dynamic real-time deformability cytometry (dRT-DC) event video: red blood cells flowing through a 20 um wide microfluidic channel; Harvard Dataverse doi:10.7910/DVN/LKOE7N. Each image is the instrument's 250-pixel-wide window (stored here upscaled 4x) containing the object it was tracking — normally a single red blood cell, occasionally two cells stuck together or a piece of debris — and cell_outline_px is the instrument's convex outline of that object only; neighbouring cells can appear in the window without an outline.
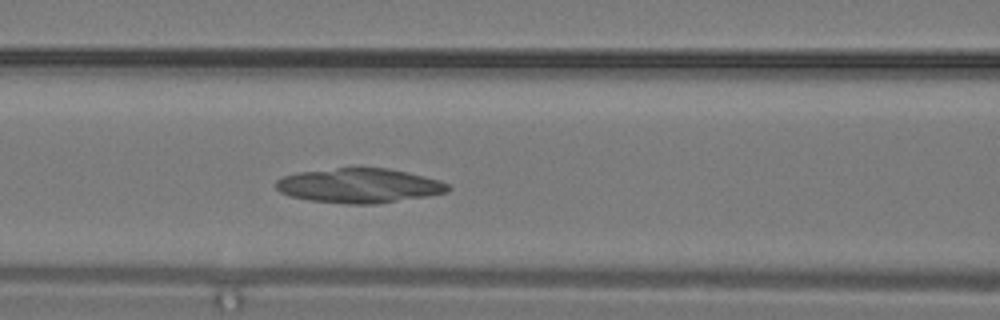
{"species": "common noctule bat (a hibernating species)", "species_latin": "Nyctalus noctula", "temperature_condition": "warm", "stored_images_in_passage": 10, "camera_frame_rate_fps": 3000, "um_per_image_px": 0.085, "animal": {"sex": "male", "body_mass_g": 19.2, "forearm_length_mm": 51.8}, "frame": {"image": 1, "passage_image": 10, "time_ms": 3.0, "image_size_px": [1000, 320], "cell_outline_px": [[452, 188], [448, 192], [428, 196], [376, 204], [348, 204], [308, 200], [288, 196], [280, 192], [276, 188], [276, 180], [284, 176], [296, 172], [336, 168], [388, 168], [408, 172], [440, 180], [448, 184]], "centroid_in_image_um": [30.54, 15.78], "position_along_channel_um": 136.1, "area_um2": 34.85}}